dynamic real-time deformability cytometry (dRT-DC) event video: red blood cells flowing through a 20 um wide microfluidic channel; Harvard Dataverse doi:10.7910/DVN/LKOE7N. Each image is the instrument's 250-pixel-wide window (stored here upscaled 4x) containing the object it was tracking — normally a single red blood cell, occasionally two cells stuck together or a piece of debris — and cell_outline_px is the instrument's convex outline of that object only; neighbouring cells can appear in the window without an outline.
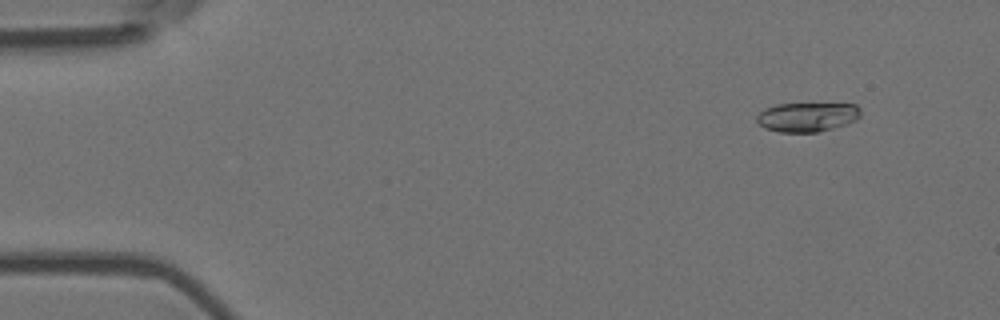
{"species": "Egyptian fruit bat (a non-hibernating species)", "species_latin": "Rousettus aegyptiacus", "temperature_condition": "room temperature", "stored_images_in_passage": 56, "camera_frame_rate_fps": 3000, "um_per_image_px": 0.085, "animal": {"sex": "female"}, "frame": {"image": 1, "passage_image": 6, "time_ms": 1.667, "image_size_px": [1000, 320], "cell_outline_px": [[860, 116], [856, 120], [832, 128], [816, 132], [780, 132], [764, 128], [756, 120], [756, 116], [764, 108], [776, 104], [856, 104], [860, 108]], "centroid_in_image_um": [68.59, 9.94], "position_along_channel_um": 16.4, "area_um2": 17.63}}
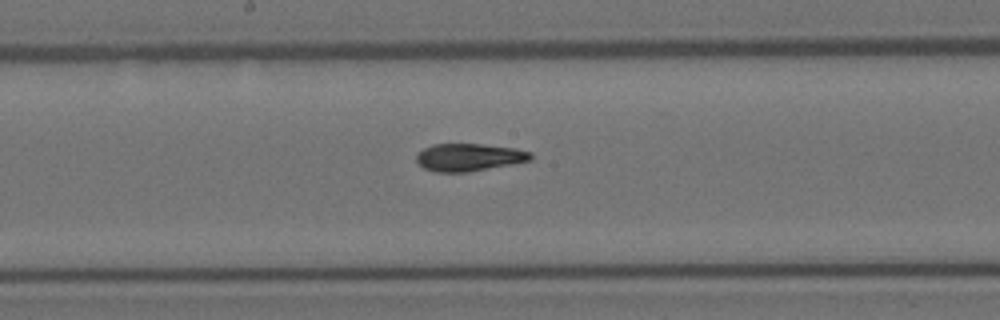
{"frame": {"image": 2, "passage_image": 30, "time_ms": 9.667, "image_size_px": [1000, 320], "cell_outline_px": [[532, 160], [512, 164], [468, 172], [436, 172], [424, 168], [416, 160], [416, 156], [424, 148], [432, 144], [480, 144], [516, 148], [532, 152]], "centroid_in_image_um": [39.89, 13.37], "position_along_channel_um": 208.3, "area_um2": 18.32}}
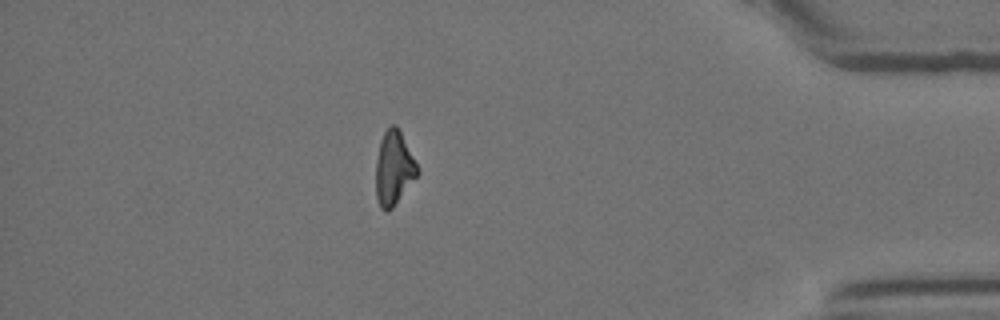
{"frame": {"image": 3, "passage_image": 49, "time_ms": 16.0, "image_size_px": [1000, 320], "cell_outline_px": [[420, 172], [392, 208], [388, 212], [384, 212], [380, 208], [376, 196], [376, 160], [380, 140], [384, 132], [392, 124], [396, 124]], "centroid_in_image_um": [33.44, 14.33], "position_along_channel_um": 401.8, "area_um2": 17.63}, "authors_computed_cell_mechanics": {"area_um2": 18.3515, "velocity_mm_per_s": 3.7043, "shape_relaxation_time_tau1_ms": 7.3853, "shape_relaxation_time_tau2_ms": 2.3836, "deformation_change_tau1": 0.2002, "deformation_change_tau2": 0.0682}}